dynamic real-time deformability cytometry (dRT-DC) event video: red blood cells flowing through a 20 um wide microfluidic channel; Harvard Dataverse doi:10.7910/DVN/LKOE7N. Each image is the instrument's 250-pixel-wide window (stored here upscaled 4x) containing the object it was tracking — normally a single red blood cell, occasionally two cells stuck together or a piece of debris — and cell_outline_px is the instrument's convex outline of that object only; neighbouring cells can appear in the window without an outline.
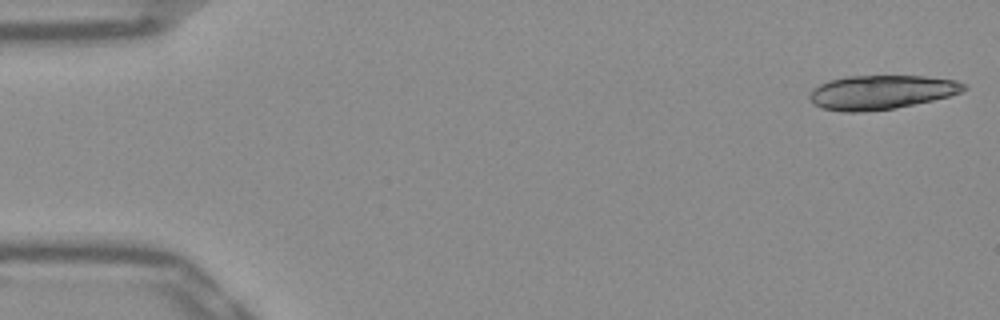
{"species": "Egyptian fruit bat (a non-hibernating species)", "species_latin": "Rousettus aegyptiacus", "temperature_condition": "warm", "stored_images_in_passage": 17, "camera_frame_rate_fps": 3000, "um_per_image_px": 0.085, "frame": {"image": 1, "passage_image": 1, "time_ms": 0.0, "image_size_px": [1000, 320], "cell_outline_px": [[968, 88], [960, 92], [948, 96], [932, 100], [896, 108], [864, 112], [844, 112], [824, 108], [816, 104], [808, 96], [812, 88], [828, 80], [848, 76], [924, 76], [956, 80], [968, 84]], "centroid_in_image_um": [74.92, 7.83], "position_along_channel_um": 10.1, "area_um2": 30.63}}
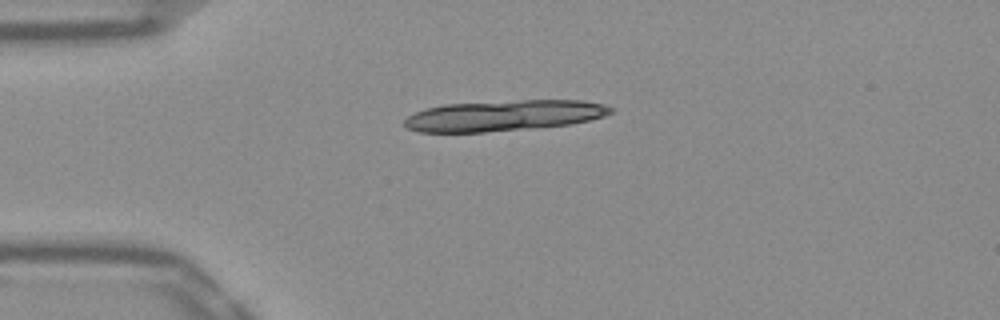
{"frame": {"image": 2, "passage_image": 12, "time_ms": 3.667, "image_size_px": [1000, 320], "cell_outline_px": [[612, 112], [604, 116], [572, 124], [484, 132], [420, 132], [408, 128], [404, 124], [404, 120], [408, 116], [416, 112], [428, 108], [444, 104], [520, 100], [580, 100], [604, 104], [612, 108]], "centroid_in_image_um": [42.83, 9.82], "position_along_channel_um": 42.2, "area_um2": 36.7}}